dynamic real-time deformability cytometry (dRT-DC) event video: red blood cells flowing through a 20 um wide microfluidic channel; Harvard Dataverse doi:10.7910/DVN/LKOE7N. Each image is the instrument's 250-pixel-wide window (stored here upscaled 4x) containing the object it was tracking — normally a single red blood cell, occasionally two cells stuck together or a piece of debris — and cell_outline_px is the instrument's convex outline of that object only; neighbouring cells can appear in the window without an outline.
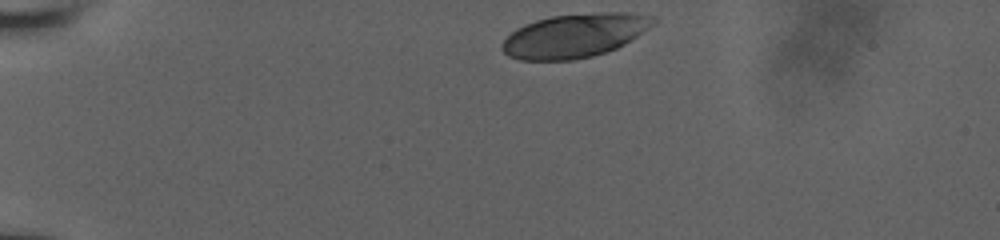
{"species": "human", "species_latin": "Homo sapiens", "temperature_condition": "room temperature", "stored_images_in_passage": 7, "camera_frame_rate_fps": 3000, "um_per_image_px": 0.085, "donor": {"sex": "male"}, "frame": {"image": 1, "passage_image": 1, "time_ms": 0.0, "image_size_px": [1000, 240], "cell_outline_px": [[656, 20], [648, 28], [624, 44], [616, 48], [592, 56], [572, 60], [520, 60], [508, 56], [500, 48], [500, 44], [516, 28], [524, 24], [536, 20], [552, 16], [600, 12], [628, 12], [656, 16]], "centroid_in_image_um": [48.82, 3.02], "position_along_channel_um": 36.2, "area_um2": 38.49}}
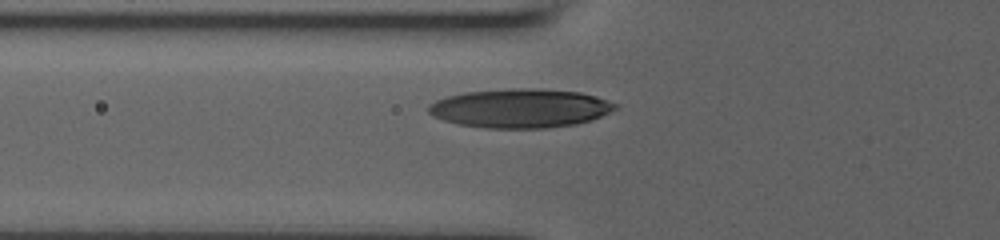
{"frame": {"image": 2, "passage_image": 5, "time_ms": 3.0, "image_size_px": [1000, 240], "cell_outline_px": [[620, 104], [616, 108], [592, 120], [576, 124], [548, 128], [484, 128], [460, 124], [444, 120], [432, 116], [428, 112], [428, 104], [436, 100], [448, 96], [464, 92], [512, 88], [532, 88], [580, 92], [596, 96]], "centroid_in_image_um": [44.22, 9.2], "position_along_channel_um": 81.6, "area_um2": 42.48}}
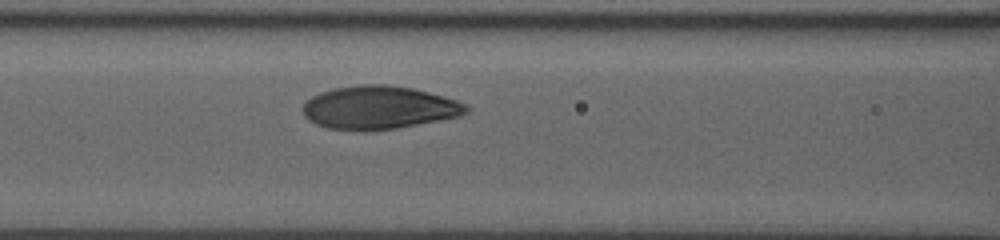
{"frame": {"image": 3, "passage_image": 7, "time_ms": 4.333, "image_size_px": [1000, 240], "cell_outline_px": [[472, 108], [468, 112], [456, 116], [396, 128], [364, 132], [328, 128], [316, 124], [308, 120], [304, 116], [304, 104], [312, 96], [320, 92], [336, 88], [356, 84], [384, 84], [412, 88], [444, 96], [468, 104]], "centroid_in_image_um": [32.2, 9.14], "position_along_channel_um": 134.4, "area_um2": 41.1}}